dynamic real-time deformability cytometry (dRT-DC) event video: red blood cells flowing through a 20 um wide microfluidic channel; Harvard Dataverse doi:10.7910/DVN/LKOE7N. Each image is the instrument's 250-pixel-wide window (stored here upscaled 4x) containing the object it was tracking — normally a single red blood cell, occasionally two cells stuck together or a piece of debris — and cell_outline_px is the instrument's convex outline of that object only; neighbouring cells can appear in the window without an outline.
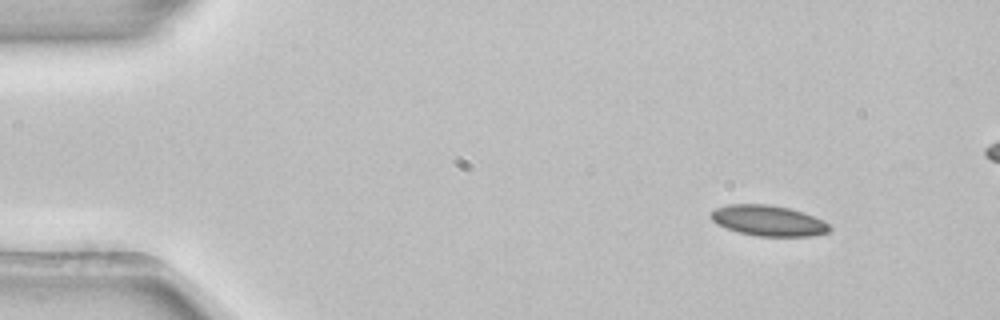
{"species": "common noctule bat (a hibernating species)", "species_latin": "Nyctalus noctula", "temperature_condition": "room temperature", "stored_images_in_passage": 4, "camera_frame_rate_fps": 3000, "um_per_image_px": 0.085, "animal": {"sex": "female", "body_mass_g": 22.7, "forearm_length_mm": 54.2}, "frame": {"image": 1, "passage_image": 1, "time_ms": 0.0, "image_size_px": [1000, 320], "cell_outline_px": [[832, 228], [828, 232], [812, 236], [760, 236], [740, 232], [716, 224], [708, 216], [708, 212], [716, 208], [728, 204], [768, 204], [788, 208], [804, 212], [824, 220]], "centroid_in_image_um": [65.29, 18.74], "position_along_channel_um": 19.7, "area_um2": 21.27}}
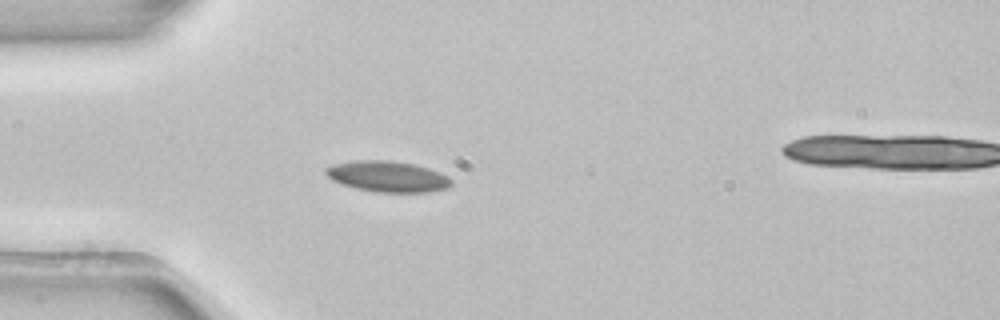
{"frame": {"image": 2, "passage_image": 3, "time_ms": 0.667, "image_size_px": [1000, 320], "cell_outline_px": [[452, 184], [448, 188], [428, 192], [376, 192], [356, 188], [340, 184], [332, 180], [324, 172], [324, 168], [332, 164], [356, 160], [388, 160], [412, 164], [428, 168], [440, 172], [448, 176], [452, 180]], "centroid_in_image_um": [32.93, 15.0], "position_along_channel_um": 52.1, "area_um2": 22.72}}